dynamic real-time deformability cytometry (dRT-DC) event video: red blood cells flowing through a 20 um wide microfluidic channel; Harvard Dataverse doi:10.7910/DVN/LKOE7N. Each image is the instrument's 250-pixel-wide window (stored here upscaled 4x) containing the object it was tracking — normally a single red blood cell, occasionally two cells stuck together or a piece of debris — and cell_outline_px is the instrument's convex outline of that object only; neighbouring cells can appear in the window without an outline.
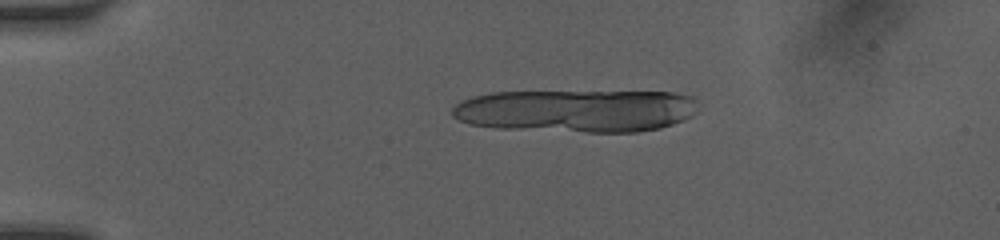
{"species": "human", "species_latin": "Homo sapiens", "temperature_condition": "room temperature", "stored_images_in_passage": 20, "camera_frame_rate_fps": 3000, "um_per_image_px": 0.085, "donor": {"sex": "female"}, "frame": {"image": 1, "passage_image": 11, "time_ms": 3.333, "image_size_px": [1000, 240], "cell_outline_px": [[696, 112], [692, 116], [684, 120], [660, 128], [636, 132], [584, 132], [496, 128], [468, 124], [452, 116], [452, 108], [460, 100], [472, 96], [492, 92], [672, 92], [692, 96], [696, 100]], "centroid_in_image_um": [48.97, 9.42], "position_along_channel_um": 36.0, "area_um2": 61.61}}